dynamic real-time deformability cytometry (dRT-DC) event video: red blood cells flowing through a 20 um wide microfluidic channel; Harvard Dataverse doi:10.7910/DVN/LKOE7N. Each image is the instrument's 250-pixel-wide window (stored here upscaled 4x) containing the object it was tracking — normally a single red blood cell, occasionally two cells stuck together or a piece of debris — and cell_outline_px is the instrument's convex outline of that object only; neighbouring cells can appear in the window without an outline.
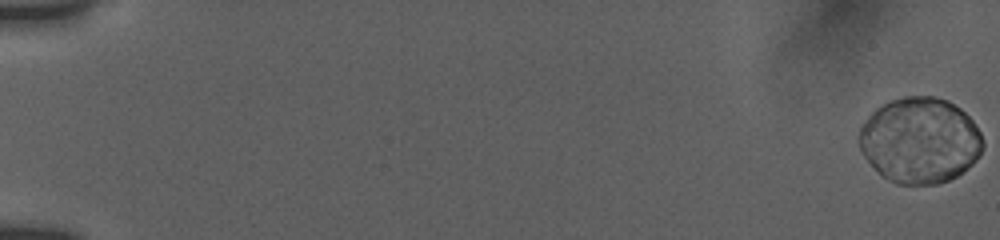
{"species": "human", "species_latin": "Homo sapiens", "temperature_condition": "room temperature", "stored_images_in_passage": 1, "camera_frame_rate_fps": 3000, "um_per_image_px": 0.085, "donor": {"sex": "female"}, "frame": {"image": 1, "passage_image": 1, "time_ms": 0.0, "image_size_px": [1000, 240], "cell_outline_px": [[984, 148], [980, 156], [968, 168], [956, 176], [948, 180], [936, 184], [896, 184], [888, 180], [860, 152], [856, 136], [860, 128], [868, 116], [876, 108], [892, 100], [904, 96], [936, 96], [948, 100], [960, 108], [972, 120], [980, 132], [984, 144]], "centroid_in_image_um": [78.19, 11.92], "position_along_channel_um": 6.8, "area_um2": 62.14}}